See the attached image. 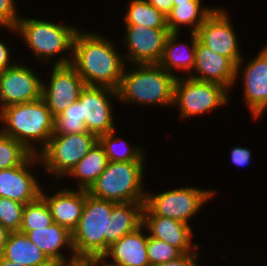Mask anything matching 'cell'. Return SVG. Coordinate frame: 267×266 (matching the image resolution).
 I'll use <instances>...</instances> for the list:
<instances>
[{
	"mask_svg": "<svg viewBox=\"0 0 267 266\" xmlns=\"http://www.w3.org/2000/svg\"><path fill=\"white\" fill-rule=\"evenodd\" d=\"M145 202L115 203L85 190V203L72 232L75 256L104 254L109 247L143 224Z\"/></svg>",
	"mask_w": 267,
	"mask_h": 266,
	"instance_id": "6da1fadb",
	"label": "cell"
},
{
	"mask_svg": "<svg viewBox=\"0 0 267 266\" xmlns=\"http://www.w3.org/2000/svg\"><path fill=\"white\" fill-rule=\"evenodd\" d=\"M76 32L70 65L86 86L118 89L126 62L114 41L92 31ZM116 46V47H115Z\"/></svg>",
	"mask_w": 267,
	"mask_h": 266,
	"instance_id": "7a4b0ae2",
	"label": "cell"
},
{
	"mask_svg": "<svg viewBox=\"0 0 267 266\" xmlns=\"http://www.w3.org/2000/svg\"><path fill=\"white\" fill-rule=\"evenodd\" d=\"M5 29L16 34L15 36L19 35L24 44L32 51L34 59L41 64L50 63L51 65L54 57H57V60L55 59L53 65H69L71 63L73 41L79 26L22 16L18 20L16 28L5 27Z\"/></svg>",
	"mask_w": 267,
	"mask_h": 266,
	"instance_id": "3957f363",
	"label": "cell"
},
{
	"mask_svg": "<svg viewBox=\"0 0 267 266\" xmlns=\"http://www.w3.org/2000/svg\"><path fill=\"white\" fill-rule=\"evenodd\" d=\"M54 120L48 106L40 98L33 102L12 104L2 108L0 131L37 155L54 133Z\"/></svg>",
	"mask_w": 267,
	"mask_h": 266,
	"instance_id": "277c9868",
	"label": "cell"
},
{
	"mask_svg": "<svg viewBox=\"0 0 267 266\" xmlns=\"http://www.w3.org/2000/svg\"><path fill=\"white\" fill-rule=\"evenodd\" d=\"M127 64L117 89L118 100L128 106H173L176 77L158 64ZM134 67V68H133Z\"/></svg>",
	"mask_w": 267,
	"mask_h": 266,
	"instance_id": "5b68a950",
	"label": "cell"
},
{
	"mask_svg": "<svg viewBox=\"0 0 267 266\" xmlns=\"http://www.w3.org/2000/svg\"><path fill=\"white\" fill-rule=\"evenodd\" d=\"M145 163V161H109L88 193L115 203L145 202L147 192L143 184Z\"/></svg>",
	"mask_w": 267,
	"mask_h": 266,
	"instance_id": "8992f818",
	"label": "cell"
},
{
	"mask_svg": "<svg viewBox=\"0 0 267 266\" xmlns=\"http://www.w3.org/2000/svg\"><path fill=\"white\" fill-rule=\"evenodd\" d=\"M97 142L98 137L89 132L53 134L37 154L40 168H45V173L56 181L63 180Z\"/></svg>",
	"mask_w": 267,
	"mask_h": 266,
	"instance_id": "52a82bcc",
	"label": "cell"
},
{
	"mask_svg": "<svg viewBox=\"0 0 267 266\" xmlns=\"http://www.w3.org/2000/svg\"><path fill=\"white\" fill-rule=\"evenodd\" d=\"M229 90L214 82H205L191 77H178L174 84L173 107L178 108L179 118L190 119L219 107L227 106Z\"/></svg>",
	"mask_w": 267,
	"mask_h": 266,
	"instance_id": "ba28073f",
	"label": "cell"
},
{
	"mask_svg": "<svg viewBox=\"0 0 267 266\" xmlns=\"http://www.w3.org/2000/svg\"><path fill=\"white\" fill-rule=\"evenodd\" d=\"M214 189L192 186L152 193L147 190L145 206L154 214L189 224L191 219L215 196Z\"/></svg>",
	"mask_w": 267,
	"mask_h": 266,
	"instance_id": "9c48e42d",
	"label": "cell"
},
{
	"mask_svg": "<svg viewBox=\"0 0 267 266\" xmlns=\"http://www.w3.org/2000/svg\"><path fill=\"white\" fill-rule=\"evenodd\" d=\"M244 60L246 61V58L243 57L236 65L235 81L242 75L243 102L252 118L257 120L263 117L267 110V44L256 57L249 61L247 59L246 63Z\"/></svg>",
	"mask_w": 267,
	"mask_h": 266,
	"instance_id": "30bf717a",
	"label": "cell"
},
{
	"mask_svg": "<svg viewBox=\"0 0 267 266\" xmlns=\"http://www.w3.org/2000/svg\"><path fill=\"white\" fill-rule=\"evenodd\" d=\"M111 99L119 102L117 90L113 88L85 86L81 91L78 100L89 133L99 137L116 129L112 103L114 100Z\"/></svg>",
	"mask_w": 267,
	"mask_h": 266,
	"instance_id": "8fae6325",
	"label": "cell"
},
{
	"mask_svg": "<svg viewBox=\"0 0 267 266\" xmlns=\"http://www.w3.org/2000/svg\"><path fill=\"white\" fill-rule=\"evenodd\" d=\"M224 7L216 9L199 27L198 39L215 53L229 58L235 65L243 58L238 35ZM239 41V42H238Z\"/></svg>",
	"mask_w": 267,
	"mask_h": 266,
	"instance_id": "7c38bea8",
	"label": "cell"
},
{
	"mask_svg": "<svg viewBox=\"0 0 267 266\" xmlns=\"http://www.w3.org/2000/svg\"><path fill=\"white\" fill-rule=\"evenodd\" d=\"M50 71L48 82H42L41 98L55 118L78 100L86 85L70 64L53 65Z\"/></svg>",
	"mask_w": 267,
	"mask_h": 266,
	"instance_id": "4fadbf2b",
	"label": "cell"
},
{
	"mask_svg": "<svg viewBox=\"0 0 267 266\" xmlns=\"http://www.w3.org/2000/svg\"><path fill=\"white\" fill-rule=\"evenodd\" d=\"M37 74L23 61L0 71V110L12 104L40 99L43 81Z\"/></svg>",
	"mask_w": 267,
	"mask_h": 266,
	"instance_id": "5bb4252c",
	"label": "cell"
},
{
	"mask_svg": "<svg viewBox=\"0 0 267 266\" xmlns=\"http://www.w3.org/2000/svg\"><path fill=\"white\" fill-rule=\"evenodd\" d=\"M125 27L123 56L126 64H158L171 33L169 29H153L142 25Z\"/></svg>",
	"mask_w": 267,
	"mask_h": 266,
	"instance_id": "9a60e30c",
	"label": "cell"
},
{
	"mask_svg": "<svg viewBox=\"0 0 267 266\" xmlns=\"http://www.w3.org/2000/svg\"><path fill=\"white\" fill-rule=\"evenodd\" d=\"M40 165L38 155L32 154L22 165L0 170V197L27 204L41 195L42 185L31 168Z\"/></svg>",
	"mask_w": 267,
	"mask_h": 266,
	"instance_id": "2e32d148",
	"label": "cell"
},
{
	"mask_svg": "<svg viewBox=\"0 0 267 266\" xmlns=\"http://www.w3.org/2000/svg\"><path fill=\"white\" fill-rule=\"evenodd\" d=\"M235 72L236 65L229 58L215 53L197 39L195 64L189 77L205 82H214L231 91L237 82L235 81Z\"/></svg>",
	"mask_w": 267,
	"mask_h": 266,
	"instance_id": "e0dca14e",
	"label": "cell"
},
{
	"mask_svg": "<svg viewBox=\"0 0 267 266\" xmlns=\"http://www.w3.org/2000/svg\"><path fill=\"white\" fill-rule=\"evenodd\" d=\"M142 225L150 237L165 241L178 248L183 254L199 250L200 245L192 242L194 233L190 224L169 217L154 215L144 206Z\"/></svg>",
	"mask_w": 267,
	"mask_h": 266,
	"instance_id": "ac0fdd59",
	"label": "cell"
},
{
	"mask_svg": "<svg viewBox=\"0 0 267 266\" xmlns=\"http://www.w3.org/2000/svg\"><path fill=\"white\" fill-rule=\"evenodd\" d=\"M55 194L48 195L41 189V196L47 202L53 222L68 229L71 233L77 228L85 203V190L58 187Z\"/></svg>",
	"mask_w": 267,
	"mask_h": 266,
	"instance_id": "d6986e66",
	"label": "cell"
},
{
	"mask_svg": "<svg viewBox=\"0 0 267 266\" xmlns=\"http://www.w3.org/2000/svg\"><path fill=\"white\" fill-rule=\"evenodd\" d=\"M19 232L26 234L31 242L40 248L51 261L66 260L75 256L72 233L57 223H52L45 228L19 230ZM65 250L70 252L69 256L63 253Z\"/></svg>",
	"mask_w": 267,
	"mask_h": 266,
	"instance_id": "ffe728a7",
	"label": "cell"
},
{
	"mask_svg": "<svg viewBox=\"0 0 267 266\" xmlns=\"http://www.w3.org/2000/svg\"><path fill=\"white\" fill-rule=\"evenodd\" d=\"M178 32H171L167 37L166 44L158 65L163 67L168 73L174 77H182V75L175 74V71L186 72L189 77L193 71L195 64L196 42L198 39L197 33L190 32V44L178 41L180 35ZM187 48V49H186Z\"/></svg>",
	"mask_w": 267,
	"mask_h": 266,
	"instance_id": "44dd1931",
	"label": "cell"
},
{
	"mask_svg": "<svg viewBox=\"0 0 267 266\" xmlns=\"http://www.w3.org/2000/svg\"><path fill=\"white\" fill-rule=\"evenodd\" d=\"M144 230L146 228L142 225L134 232L126 234L113 243L105 254L123 266H150L147 252L148 232Z\"/></svg>",
	"mask_w": 267,
	"mask_h": 266,
	"instance_id": "7402d4cb",
	"label": "cell"
},
{
	"mask_svg": "<svg viewBox=\"0 0 267 266\" xmlns=\"http://www.w3.org/2000/svg\"><path fill=\"white\" fill-rule=\"evenodd\" d=\"M3 258L25 266H50L51 260L26 234L10 232L2 253Z\"/></svg>",
	"mask_w": 267,
	"mask_h": 266,
	"instance_id": "603a6c76",
	"label": "cell"
},
{
	"mask_svg": "<svg viewBox=\"0 0 267 266\" xmlns=\"http://www.w3.org/2000/svg\"><path fill=\"white\" fill-rule=\"evenodd\" d=\"M108 162L103 147L97 142L66 177L70 176L71 179L78 181L76 189L88 191L106 169Z\"/></svg>",
	"mask_w": 267,
	"mask_h": 266,
	"instance_id": "cb8c5ba5",
	"label": "cell"
},
{
	"mask_svg": "<svg viewBox=\"0 0 267 266\" xmlns=\"http://www.w3.org/2000/svg\"><path fill=\"white\" fill-rule=\"evenodd\" d=\"M203 1H188L173 6L167 15V27L170 32H180L182 27H189L191 33H196L205 19L216 9L202 4ZM191 28V29H190Z\"/></svg>",
	"mask_w": 267,
	"mask_h": 266,
	"instance_id": "d4e9b609",
	"label": "cell"
},
{
	"mask_svg": "<svg viewBox=\"0 0 267 266\" xmlns=\"http://www.w3.org/2000/svg\"><path fill=\"white\" fill-rule=\"evenodd\" d=\"M122 16L126 25H142L153 29H168L167 16L147 0H130Z\"/></svg>",
	"mask_w": 267,
	"mask_h": 266,
	"instance_id": "484cf974",
	"label": "cell"
},
{
	"mask_svg": "<svg viewBox=\"0 0 267 266\" xmlns=\"http://www.w3.org/2000/svg\"><path fill=\"white\" fill-rule=\"evenodd\" d=\"M116 132L117 129L98 137V142L103 147L108 161H145L146 150L143 151V149L137 145L132 147L131 145H129L130 143L127 140L122 139V137L116 136Z\"/></svg>",
	"mask_w": 267,
	"mask_h": 266,
	"instance_id": "4316f807",
	"label": "cell"
},
{
	"mask_svg": "<svg viewBox=\"0 0 267 266\" xmlns=\"http://www.w3.org/2000/svg\"><path fill=\"white\" fill-rule=\"evenodd\" d=\"M53 222L50 208L40 195L36 200L25 204L20 230H34L50 226Z\"/></svg>",
	"mask_w": 267,
	"mask_h": 266,
	"instance_id": "83f0119b",
	"label": "cell"
},
{
	"mask_svg": "<svg viewBox=\"0 0 267 266\" xmlns=\"http://www.w3.org/2000/svg\"><path fill=\"white\" fill-rule=\"evenodd\" d=\"M31 155L23 144L0 131V170L22 165Z\"/></svg>",
	"mask_w": 267,
	"mask_h": 266,
	"instance_id": "f1b7e54d",
	"label": "cell"
},
{
	"mask_svg": "<svg viewBox=\"0 0 267 266\" xmlns=\"http://www.w3.org/2000/svg\"><path fill=\"white\" fill-rule=\"evenodd\" d=\"M88 132L82 118L81 104L74 101L67 109L54 120L53 134H71Z\"/></svg>",
	"mask_w": 267,
	"mask_h": 266,
	"instance_id": "f546056e",
	"label": "cell"
},
{
	"mask_svg": "<svg viewBox=\"0 0 267 266\" xmlns=\"http://www.w3.org/2000/svg\"><path fill=\"white\" fill-rule=\"evenodd\" d=\"M25 204L0 197V224L10 232L20 230Z\"/></svg>",
	"mask_w": 267,
	"mask_h": 266,
	"instance_id": "4dcf8cb0",
	"label": "cell"
},
{
	"mask_svg": "<svg viewBox=\"0 0 267 266\" xmlns=\"http://www.w3.org/2000/svg\"><path fill=\"white\" fill-rule=\"evenodd\" d=\"M148 260L150 266L162 264L178 259L183 253L165 241H161L148 235L147 243Z\"/></svg>",
	"mask_w": 267,
	"mask_h": 266,
	"instance_id": "1f68e13d",
	"label": "cell"
},
{
	"mask_svg": "<svg viewBox=\"0 0 267 266\" xmlns=\"http://www.w3.org/2000/svg\"><path fill=\"white\" fill-rule=\"evenodd\" d=\"M15 0H0V28H16L20 13H18Z\"/></svg>",
	"mask_w": 267,
	"mask_h": 266,
	"instance_id": "d6a6232c",
	"label": "cell"
},
{
	"mask_svg": "<svg viewBox=\"0 0 267 266\" xmlns=\"http://www.w3.org/2000/svg\"><path fill=\"white\" fill-rule=\"evenodd\" d=\"M231 162L238 167H246L251 163L252 152L244 146H234L230 151Z\"/></svg>",
	"mask_w": 267,
	"mask_h": 266,
	"instance_id": "836d02e7",
	"label": "cell"
},
{
	"mask_svg": "<svg viewBox=\"0 0 267 266\" xmlns=\"http://www.w3.org/2000/svg\"><path fill=\"white\" fill-rule=\"evenodd\" d=\"M199 257L200 255H198V251L196 250V252L185 253L176 260L152 266H201L197 263Z\"/></svg>",
	"mask_w": 267,
	"mask_h": 266,
	"instance_id": "e575fe53",
	"label": "cell"
},
{
	"mask_svg": "<svg viewBox=\"0 0 267 266\" xmlns=\"http://www.w3.org/2000/svg\"><path fill=\"white\" fill-rule=\"evenodd\" d=\"M86 259L88 266H123L112 260L105 253L89 255L86 257Z\"/></svg>",
	"mask_w": 267,
	"mask_h": 266,
	"instance_id": "d590c367",
	"label": "cell"
},
{
	"mask_svg": "<svg viewBox=\"0 0 267 266\" xmlns=\"http://www.w3.org/2000/svg\"><path fill=\"white\" fill-rule=\"evenodd\" d=\"M8 43L0 40V71H3L11 66H13L17 61H12L11 48L8 47ZM11 55V56H10Z\"/></svg>",
	"mask_w": 267,
	"mask_h": 266,
	"instance_id": "8d00e7d4",
	"label": "cell"
},
{
	"mask_svg": "<svg viewBox=\"0 0 267 266\" xmlns=\"http://www.w3.org/2000/svg\"><path fill=\"white\" fill-rule=\"evenodd\" d=\"M50 266H88L86 256H74L66 260L52 261Z\"/></svg>",
	"mask_w": 267,
	"mask_h": 266,
	"instance_id": "74e56055",
	"label": "cell"
},
{
	"mask_svg": "<svg viewBox=\"0 0 267 266\" xmlns=\"http://www.w3.org/2000/svg\"><path fill=\"white\" fill-rule=\"evenodd\" d=\"M151 5H153L158 11L162 12L165 16H167L172 8L173 2L172 0H147Z\"/></svg>",
	"mask_w": 267,
	"mask_h": 266,
	"instance_id": "f35d334b",
	"label": "cell"
},
{
	"mask_svg": "<svg viewBox=\"0 0 267 266\" xmlns=\"http://www.w3.org/2000/svg\"><path fill=\"white\" fill-rule=\"evenodd\" d=\"M9 233L10 231L0 224V254L2 253L4 249Z\"/></svg>",
	"mask_w": 267,
	"mask_h": 266,
	"instance_id": "ab89813d",
	"label": "cell"
},
{
	"mask_svg": "<svg viewBox=\"0 0 267 266\" xmlns=\"http://www.w3.org/2000/svg\"><path fill=\"white\" fill-rule=\"evenodd\" d=\"M0 266H25L13 261L7 260L0 255Z\"/></svg>",
	"mask_w": 267,
	"mask_h": 266,
	"instance_id": "60d3db41",
	"label": "cell"
},
{
	"mask_svg": "<svg viewBox=\"0 0 267 266\" xmlns=\"http://www.w3.org/2000/svg\"><path fill=\"white\" fill-rule=\"evenodd\" d=\"M188 1H202V0H172L174 6L187 3Z\"/></svg>",
	"mask_w": 267,
	"mask_h": 266,
	"instance_id": "b9f144b4",
	"label": "cell"
}]
</instances>
